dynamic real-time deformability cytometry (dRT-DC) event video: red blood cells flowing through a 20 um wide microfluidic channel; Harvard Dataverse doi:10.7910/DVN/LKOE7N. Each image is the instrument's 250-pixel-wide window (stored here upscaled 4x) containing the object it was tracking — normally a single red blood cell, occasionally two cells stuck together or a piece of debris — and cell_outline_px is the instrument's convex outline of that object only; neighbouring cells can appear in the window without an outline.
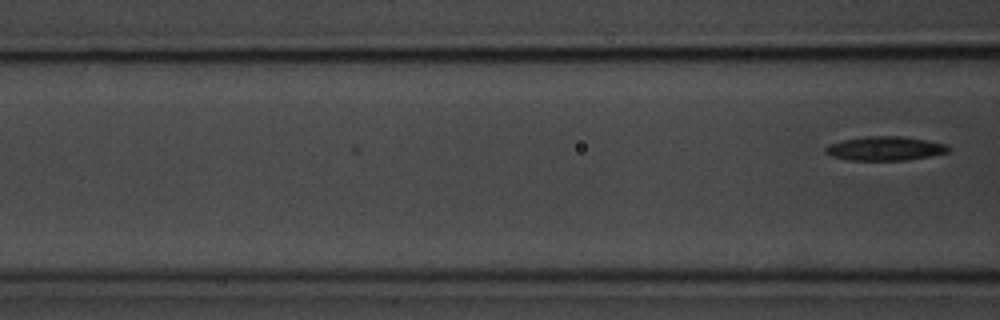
{"species": "common noctule bat (a hibernating species)", "species_latin": "Nyctalus noctula", "temperature_condition": "room temperature", "stored_images_in_passage": 11, "camera_frame_rate_fps": 3000, "um_per_image_px": 0.085, "animal": {"sex": "male", "body_mass_g": 20.1, "forearm_length_mm": 53.5}, "frame": {"image": 1, "passage_image": 11, "time_ms": 3.333, "image_size_px": [1000, 320], "cell_outline_px": [[952, 148], [948, 152], [932, 156], [908, 160], [848, 160], [832, 156], [824, 152], [824, 148], [828, 144], [844, 140], [864, 136], [896, 136], [924, 140], [948, 144]], "centroid_in_image_um": [75.24, 12.63], "position_along_channel_um": 91.4, "area_um2": 17.28}}